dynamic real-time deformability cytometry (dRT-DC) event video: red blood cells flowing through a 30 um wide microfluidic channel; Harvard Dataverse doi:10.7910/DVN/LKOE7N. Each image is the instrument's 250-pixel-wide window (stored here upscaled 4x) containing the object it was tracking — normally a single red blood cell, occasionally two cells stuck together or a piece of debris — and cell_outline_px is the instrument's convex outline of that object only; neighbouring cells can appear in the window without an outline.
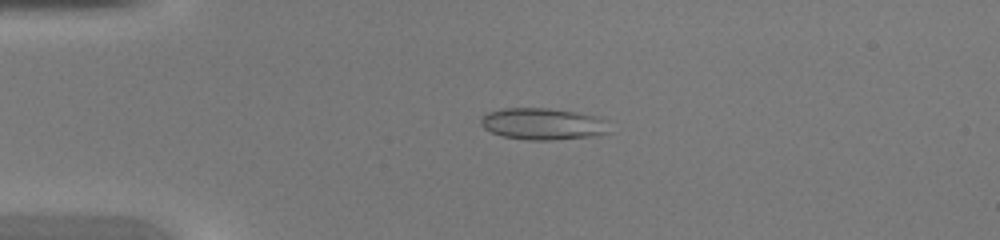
{"species": "common noctule bat (a hibernating species)", "species_latin": "Nyctalus noctula", "temperature_condition": "warm", "stored_images_in_passage": 46, "camera_frame_rate_fps": 3000, "um_per_image_px": 0.085, "animal": {"sex": "female", "body_mass_g": 20.0, "forearm_length_mm": 54.0}, "frame": {"image": 1, "passage_image": 11, "time_ms": 3.333, "image_size_px": [1000, 240], "cell_outline_px": [[612, 132], [596, 136], [548, 140], [528, 140], [504, 136], [492, 132], [484, 128], [480, 124], [480, 120], [488, 112], [504, 108], [548, 108], [576, 112], [600, 116], [604, 120]], "centroid_in_image_um": [46.19, 10.53], "position_along_channel_um": 38.8, "area_um2": 23.81}}
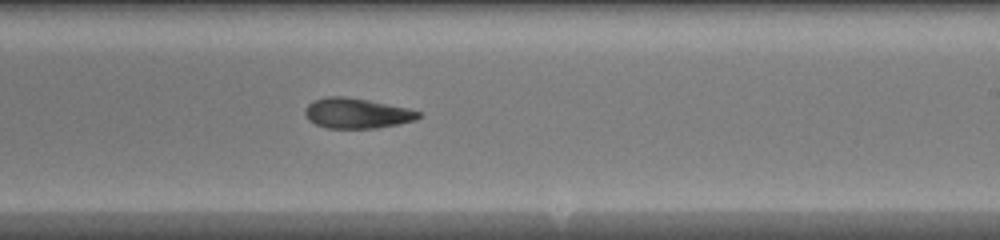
{"frame": {"image": 2, "passage_image": 28, "time_ms": 9.0, "image_size_px": [1000, 240], "cell_outline_px": [[420, 116], [416, 120], [376, 128], [324, 128], [308, 120], [304, 112], [304, 108], [312, 100], [324, 96], [344, 96], [368, 100], [408, 108], [420, 112]], "centroid_in_image_um": [30.27, 9.62], "position_along_channel_um": 258.7, "area_um2": 20.06}}
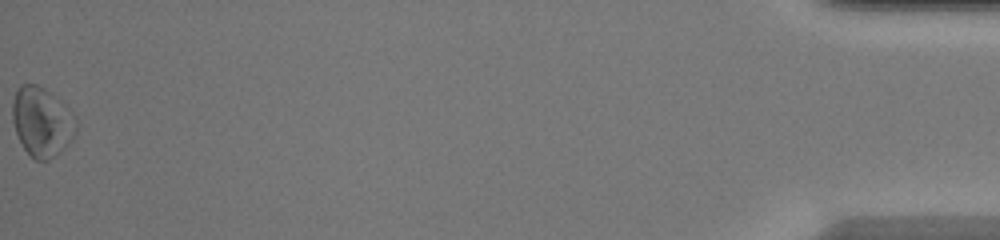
{"frame": {"image": 3, "passage_image": 46, "time_ms": 15.0, "image_size_px": [1000, 240], "cell_outline_px": [[76, 132], [72, 140], [60, 152], [48, 160], [36, 160], [24, 148], [16, 132], [12, 120], [12, 100], [20, 84], [36, 84], [44, 88], [60, 100], [76, 116]], "centroid_in_image_um": [3.57, 10.34], "position_along_channel_um": 431.6, "area_um2": 25.72}}